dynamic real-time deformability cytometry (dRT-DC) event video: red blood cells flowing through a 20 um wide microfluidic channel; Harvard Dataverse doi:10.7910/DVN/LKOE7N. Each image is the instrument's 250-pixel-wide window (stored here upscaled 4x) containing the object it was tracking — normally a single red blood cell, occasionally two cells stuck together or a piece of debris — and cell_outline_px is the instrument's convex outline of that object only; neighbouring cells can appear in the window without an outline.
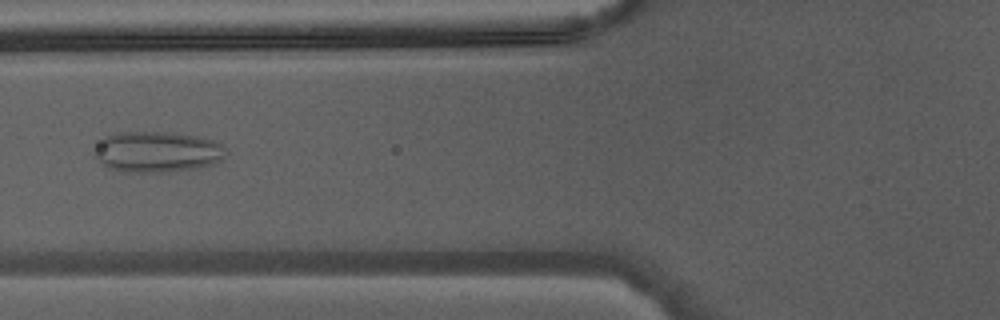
{"species": "Egyptian fruit bat (a non-hibernating species)", "species_latin": "Rousettus aegyptiacus", "temperature_condition": "warm", "stored_images_in_passage": 32, "camera_frame_rate_fps": 3000, "um_per_image_px": 0.085, "animal": {"sex": "male"}, "frame": {"image": 1, "passage_image": 5, "time_ms": 1.333, "image_size_px": [1000, 320], "cell_outline_px": [[224, 156], [220, 160], [212, 164], [196, 168], [160, 172], [124, 172], [108, 168], [92, 156], [92, 152], [104, 136], [120, 132], [172, 132], [196, 136], [212, 140], [224, 144]], "centroid_in_image_um": [13.3, 12.9], "position_along_channel_um": 112.5, "area_um2": 31.39}}
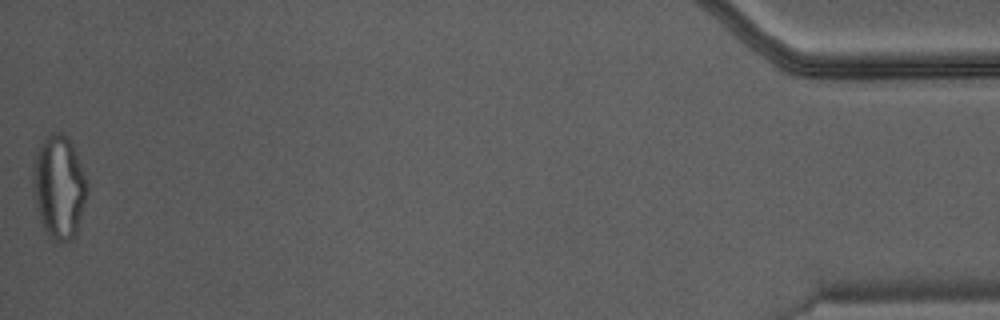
{"frame": {"image": 2, "passage_image": 32, "time_ms": 10.333, "image_size_px": [1000, 320], "cell_outline_px": [[88, 192], [76, 236], [72, 240], [60, 244], [52, 240], [48, 236], [40, 220], [36, 204], [32, 184], [32, 164], [36, 152], [40, 144], [48, 136], [56, 132], [60, 132], [68, 136], [72, 144], [88, 184]], "centroid_in_image_um": [5.01, 15.94], "position_along_channel_um": 430.2, "area_um2": 32.95}}